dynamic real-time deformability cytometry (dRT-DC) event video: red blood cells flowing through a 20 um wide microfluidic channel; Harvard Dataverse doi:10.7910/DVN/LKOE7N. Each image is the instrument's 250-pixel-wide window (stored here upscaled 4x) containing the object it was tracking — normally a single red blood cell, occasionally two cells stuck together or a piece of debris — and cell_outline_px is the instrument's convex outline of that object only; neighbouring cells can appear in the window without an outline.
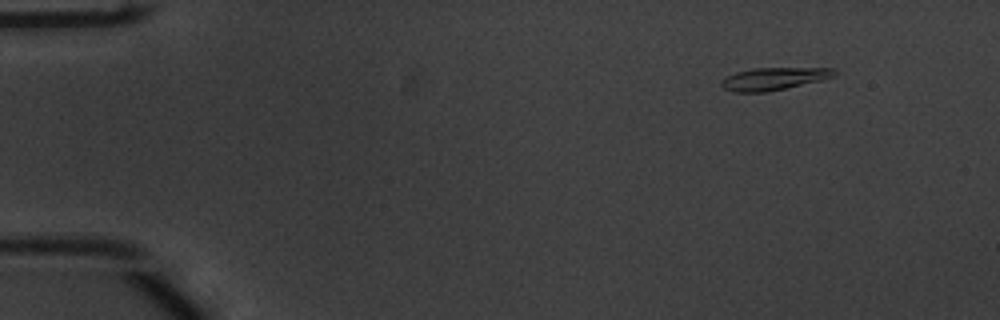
{"species": "common noctule bat (a hibernating species)", "species_latin": "Nyctalus noctula", "temperature_condition": "warm", "stored_images_in_passage": 48, "camera_frame_rate_fps": 3000, "um_per_image_px": 0.085, "animal": {"sex": "male", "body_mass_g": 20.1, "forearm_length_mm": 53.5}, "frame": {"image": 1, "passage_image": 1, "time_ms": 0.0, "image_size_px": [1000, 320], "cell_outline_px": [[836, 76], [824, 80], [768, 92], [736, 92], [724, 88], [720, 84], [720, 80], [736, 72], [756, 68], [832, 68], [836, 72]], "centroid_in_image_um": [65.8, 6.7], "position_along_channel_um": 19.2, "area_um2": 14.85}}
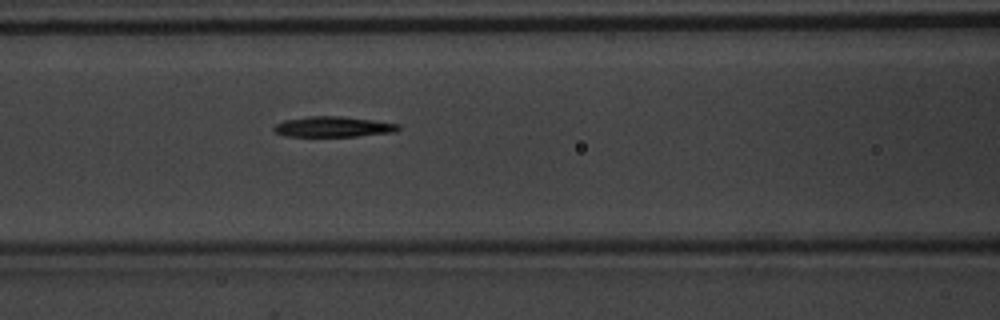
{"frame": {"image": 2, "passage_image": 18, "time_ms": 5.667, "image_size_px": [1000, 320], "cell_outline_px": [[400, 128], [396, 132], [356, 136], [284, 136], [276, 132], [272, 128], [276, 124], [284, 120], [308, 116], [340, 116], [372, 120], [400, 124]], "centroid_in_image_um": [28.32, 10.77], "position_along_channel_um": 138.3, "area_um2": 14.8}}
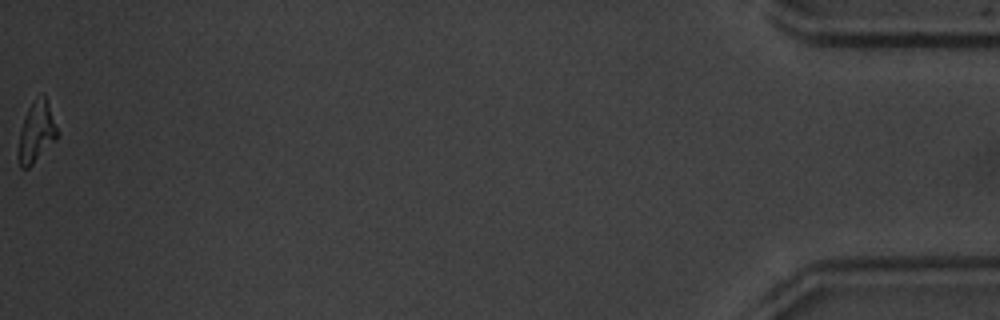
{"frame": {"image": 3, "passage_image": 48, "time_ms": 15.667, "image_size_px": [1000, 320], "cell_outline_px": [[56, 140], [28, 168], [20, 168], [20, 132], [28, 108], [44, 92], [56, 128]], "centroid_in_image_um": [3.11, 11.23], "position_along_channel_um": 432.1, "area_um2": 12.83}, "authors_computed_cell_mechanics": {"area_um2": 14.9413, "velocity_mm_per_s": 3.8734, "shape_relaxation_time_tau1_ms": 3.0624, "shape_relaxation_time_tau2_ms": 11.0407, "deformation_change_tau1": 0.1936, "deformation_change_tau2": 0.2747}}